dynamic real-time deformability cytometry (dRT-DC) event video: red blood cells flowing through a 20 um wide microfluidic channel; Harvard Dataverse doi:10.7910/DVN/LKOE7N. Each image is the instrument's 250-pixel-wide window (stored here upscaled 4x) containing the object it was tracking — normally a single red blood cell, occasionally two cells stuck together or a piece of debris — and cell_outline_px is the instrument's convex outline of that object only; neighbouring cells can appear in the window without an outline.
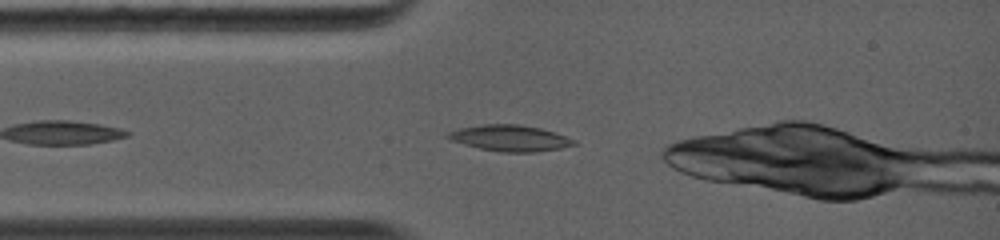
{"species": "common noctule bat (a hibernating species)", "species_latin": "Nyctalus noctula", "temperature_condition": "warm", "stored_images_in_passage": 19, "camera_frame_rate_fps": 5000, "um_per_image_px": 0.085, "animal": {"sex": "female", "body_mass_g": 19.0, "forearm_length_mm": 56.7}, "frame": {"image": 1, "passage_image": 2, "time_ms": 0.4, "image_size_px": [1000, 240], "cell_outline_px": [[576, 144], [560, 148], [532, 152], [504, 152], [480, 148], [464, 144], [452, 140], [444, 136], [448, 132], [460, 128], [480, 124], [520, 124], [540, 128], [576, 140]], "centroid_in_image_um": [43.32, 11.73], "position_along_channel_um": 41.7, "area_um2": 18.9}}
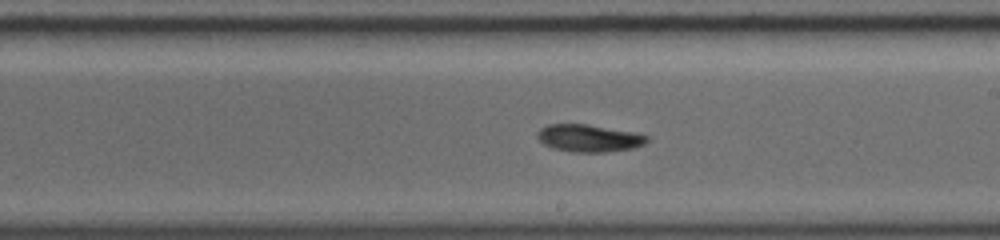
{"frame": {"image": 2, "passage_image": 11, "time_ms": 4.0, "image_size_px": [1000, 240], "cell_outline_px": [[648, 140], [644, 144], [632, 148], [604, 152], [572, 152], [552, 148], [544, 144], [536, 136], [536, 132], [540, 128], [548, 124], [588, 124], [632, 132], [648, 136]], "centroid_in_image_um": [50.01, 11.74], "position_along_channel_um": 239.0, "area_um2": 17.4}}
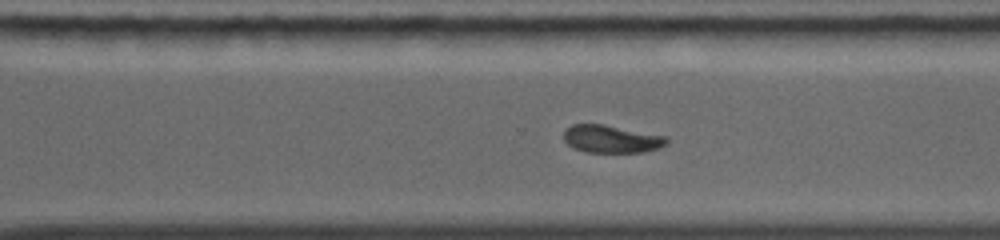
{"frame": {"image": 3, "passage_image": 16, "time_ms": 5.8, "image_size_px": [1000, 240], "cell_outline_px": [[668, 144], [644, 152], [588, 152], [572, 148], [564, 140], [564, 132], [572, 124], [604, 124], [664, 136], [668, 140]], "centroid_in_image_um": [51.94, 11.81], "position_along_channel_um": 318.7, "area_um2": 16.42}}